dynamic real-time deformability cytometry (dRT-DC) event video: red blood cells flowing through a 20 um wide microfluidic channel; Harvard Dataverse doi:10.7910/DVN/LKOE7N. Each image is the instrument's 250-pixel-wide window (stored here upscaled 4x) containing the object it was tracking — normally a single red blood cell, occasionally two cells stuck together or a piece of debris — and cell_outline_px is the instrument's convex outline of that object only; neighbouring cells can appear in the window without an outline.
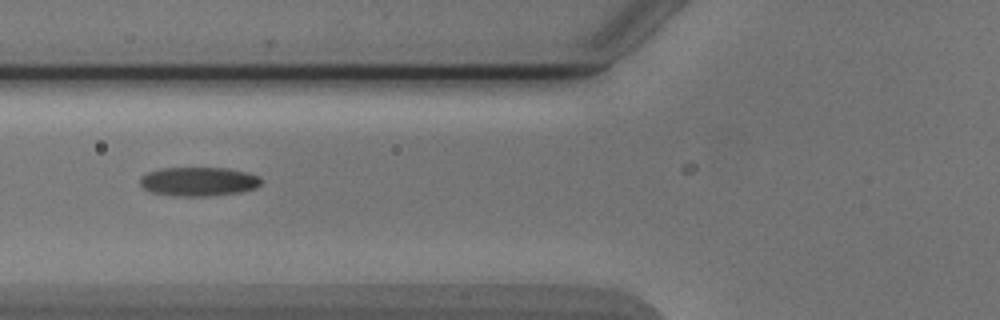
{"species": "Egyptian fruit bat (a non-hibernating species)", "species_latin": "Rousettus aegyptiacus", "temperature_condition": "cold", "stored_images_in_passage": 4, "camera_frame_rate_fps": 3000, "um_per_image_px": 0.085, "animal": {"sex": "male"}, "frame": {"image": 1, "passage_image": 3, "time_ms": 2.333, "image_size_px": [1000, 320], "cell_outline_px": [[260, 184], [256, 188], [240, 192], [212, 196], [172, 196], [152, 192], [144, 188], [140, 184], [140, 176], [148, 172], [160, 168], [228, 168], [248, 172], [260, 176]], "centroid_in_image_um": [16.88, 15.43], "position_along_channel_um": 108.9, "area_um2": 20.63}}